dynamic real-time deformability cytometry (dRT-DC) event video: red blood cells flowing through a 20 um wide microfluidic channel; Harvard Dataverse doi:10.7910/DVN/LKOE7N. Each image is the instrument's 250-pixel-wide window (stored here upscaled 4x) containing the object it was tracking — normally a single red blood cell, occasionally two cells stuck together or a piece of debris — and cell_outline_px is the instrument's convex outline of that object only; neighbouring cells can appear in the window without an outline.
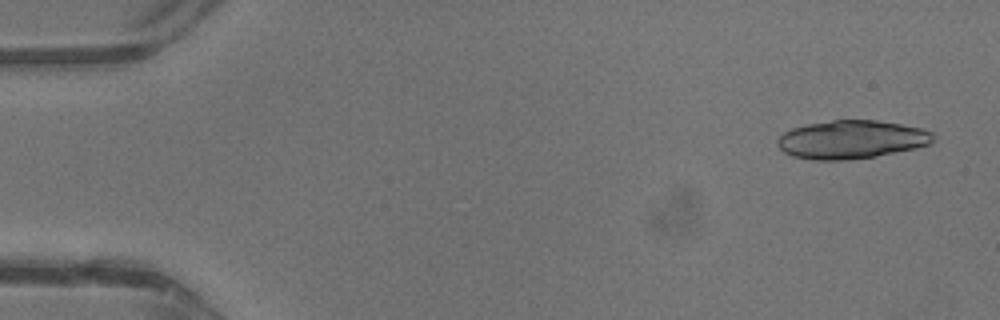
{"species": "common noctule bat (a hibernating species)", "species_latin": "Nyctalus noctula", "temperature_condition": "warm", "stored_images_in_passage": 15, "camera_frame_rate_fps": 3000, "um_per_image_px": 0.085, "animal": {"sex": "male", "body_mass_g": 13.3}, "frame": {"image": 1, "passage_image": 2, "time_ms": 0.333, "image_size_px": [1000, 320], "cell_outline_px": [[936, 140], [928, 144], [916, 148], [876, 156], [848, 160], [812, 160], [792, 156], [784, 152], [776, 144], [776, 140], [784, 132], [792, 128], [808, 124], [832, 120], [876, 120], [900, 124], [920, 128], [932, 132], [936, 136]], "centroid_in_image_um": [72.37, 11.86], "position_along_channel_um": 12.6, "area_um2": 34.91}}
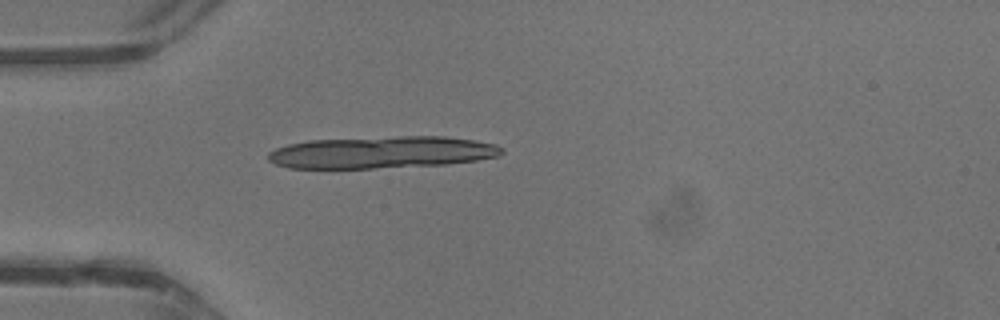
{"frame": {"image": 2, "passage_image": 12, "time_ms": 3.667, "image_size_px": [1000, 320], "cell_outline_px": [[504, 152], [500, 156], [476, 160], [448, 164], [372, 168], [288, 168], [276, 164], [268, 160], [268, 152], [276, 148], [288, 144], [308, 140], [400, 136], [444, 136], [476, 140], [496, 144], [504, 148]], "centroid_in_image_um": [32.48, 12.94], "position_along_channel_um": 52.5, "area_um2": 43.81}}